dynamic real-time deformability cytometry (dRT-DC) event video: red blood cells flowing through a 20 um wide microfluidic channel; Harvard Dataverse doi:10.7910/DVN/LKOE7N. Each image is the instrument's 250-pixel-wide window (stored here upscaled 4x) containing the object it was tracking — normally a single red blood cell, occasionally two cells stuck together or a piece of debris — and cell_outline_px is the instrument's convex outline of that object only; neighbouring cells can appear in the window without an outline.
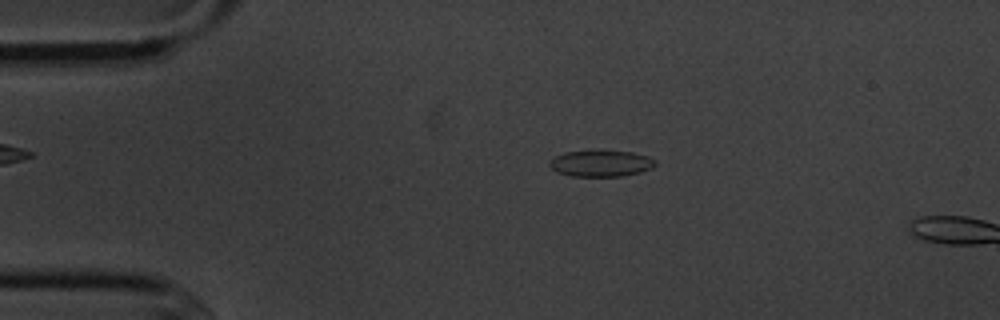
{"species": "common noctule bat (a hibernating species)", "species_latin": "Nyctalus noctula", "temperature_condition": "cold", "stored_images_in_passage": 4, "camera_frame_rate_fps": 3000, "um_per_image_px": 0.085, "animal": {"sex": "male", "body_mass_g": 20.1, "forearm_length_mm": 53.5}, "frame": {"image": 1, "passage_image": 3, "time_ms": 2.333, "image_size_px": [1000, 320], "cell_outline_px": [[656, 164], [652, 168], [640, 172], [624, 176], [572, 176], [556, 172], [548, 164], [556, 156], [564, 152], [632, 152], [648, 156], [656, 160]], "centroid_in_image_um": [51.11, 13.91], "position_along_channel_um": 33.9, "area_um2": 15.84}}